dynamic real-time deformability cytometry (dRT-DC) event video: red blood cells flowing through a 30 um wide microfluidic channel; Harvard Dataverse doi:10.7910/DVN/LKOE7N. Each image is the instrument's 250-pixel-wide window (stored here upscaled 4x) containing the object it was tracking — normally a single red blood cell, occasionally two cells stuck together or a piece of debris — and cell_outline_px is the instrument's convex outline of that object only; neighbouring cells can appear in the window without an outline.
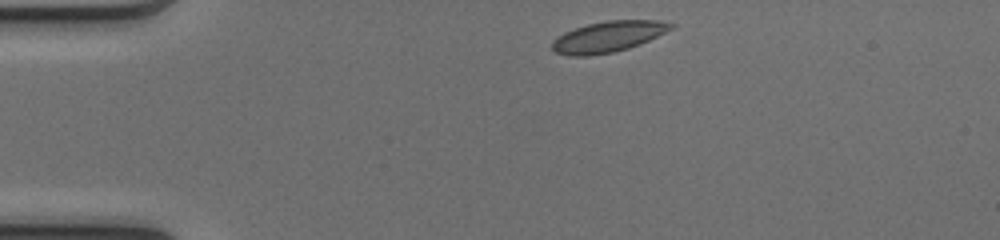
{"species": "common noctule bat (a hibernating species)", "species_latin": "Nyctalus noctula", "temperature_condition": "cold", "stored_images_in_passage": 41, "camera_frame_rate_fps": 3000, "um_per_image_px": 0.085, "animal": {"sex": "female", "body_mass_g": 17.0, "forearm_length_mm": 48.0}, "frame": {"image": 1, "passage_image": 1, "time_ms": 0.0, "image_size_px": [1000, 240], "cell_outline_px": [[676, 24], [672, 28], [640, 44], [628, 48], [612, 52], [588, 56], [568, 56], [556, 52], [552, 48], [552, 40], [556, 36], [564, 32], [588, 24], [608, 20], [660, 20]], "centroid_in_image_um": [51.66, 3.12], "position_along_channel_um": 33.3, "area_um2": 21.27}}
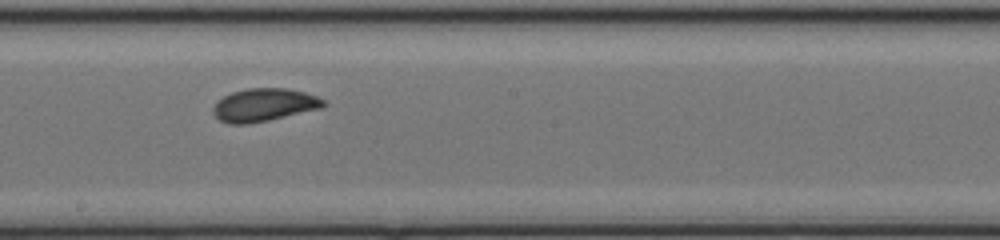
{"frame": {"image": 2, "passage_image": 19, "time_ms": 6.0, "image_size_px": [1000, 240], "cell_outline_px": [[328, 104], [320, 108], [268, 120], [248, 124], [228, 124], [220, 120], [212, 112], [212, 108], [224, 96], [232, 92], [248, 88], [288, 88], [304, 92], [316, 96], [324, 100]], "centroid_in_image_um": [22.44, 8.91], "position_along_channel_um": 225.8, "area_um2": 20.98}}
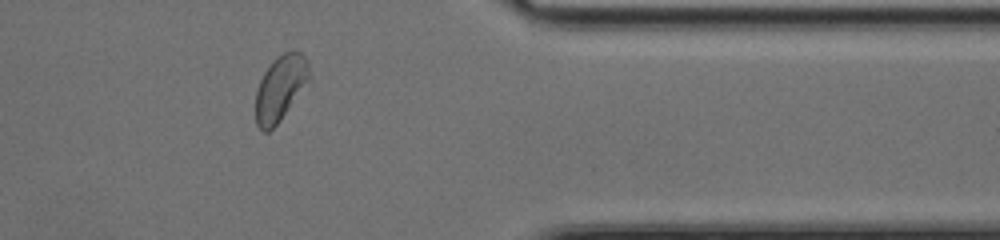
{"frame": {"image": 3, "passage_image": 32, "time_ms": 10.333, "image_size_px": [1000, 240], "cell_outline_px": [[312, 80], [280, 120], [268, 132], [260, 132], [256, 124], [256, 92], [260, 80], [264, 72], [272, 60], [276, 56], [292, 48], [300, 52], [308, 60], [312, 76]], "centroid_in_image_um": [23.88, 7.45], "position_along_channel_um": 387.5, "area_um2": 21.1}, "authors_computed_cell_mechanics": {"area_um2": 21.097, "velocity_mm_per_s": 4.0932, "shape_relaxation_time_tau1_ms": 5.0017, "shape_relaxation_time_tau2_ms": 1.5325, "deformation_change_tau1": 0.1298, "deformation_change_tau2": 0.0494}}